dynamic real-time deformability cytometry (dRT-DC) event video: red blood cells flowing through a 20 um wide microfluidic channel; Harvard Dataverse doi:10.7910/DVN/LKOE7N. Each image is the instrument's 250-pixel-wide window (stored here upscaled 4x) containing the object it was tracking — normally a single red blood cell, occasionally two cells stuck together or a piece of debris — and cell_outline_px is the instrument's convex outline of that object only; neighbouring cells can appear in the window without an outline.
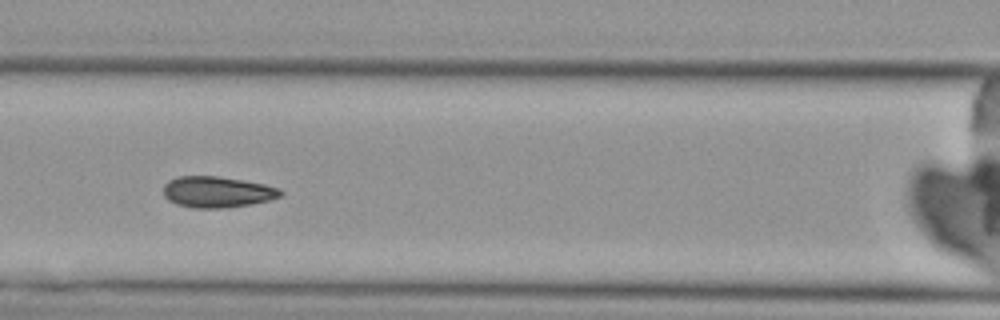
{"species": "Egyptian fruit bat (a non-hibernating species)", "species_latin": "Rousettus aegyptiacus", "temperature_condition": "cold", "stored_images_in_passage": 5, "camera_frame_rate_fps": 3000, "um_per_image_px": 0.085, "animal": {"sex": "female"}, "frame": {"image": 1, "passage_image": 4, "time_ms": 3.333, "image_size_px": [1000, 320], "cell_outline_px": [[284, 192], [280, 196], [268, 200], [248, 204], [224, 208], [192, 208], [176, 204], [168, 200], [164, 196], [164, 184], [168, 180], [176, 176], [216, 176], [264, 184], [280, 188]], "centroid_in_image_um": [18.42, 16.31], "position_along_channel_um": 148.2, "area_um2": 21.15}}
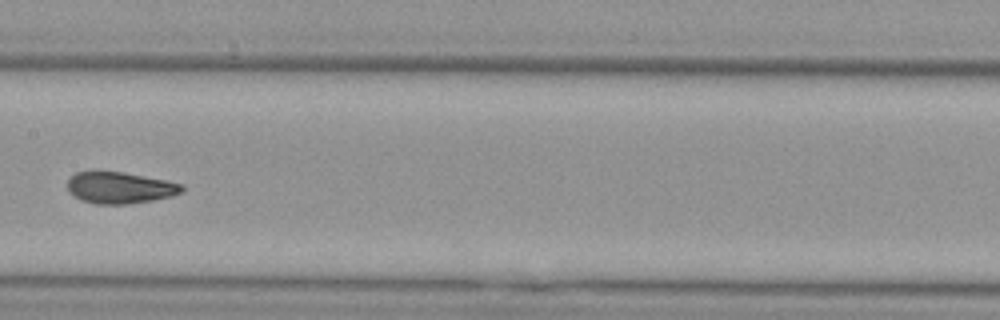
{"frame": {"image": 2, "passage_image": 5, "time_ms": 4.667, "image_size_px": [1000, 320], "cell_outline_px": [[184, 192], [172, 196], [152, 200], [128, 204], [96, 204], [80, 200], [68, 192], [68, 180], [76, 172], [92, 168], [124, 172], [184, 184]], "centroid_in_image_um": [10.15, 15.92], "position_along_channel_um": 197.3, "area_um2": 21.68}}